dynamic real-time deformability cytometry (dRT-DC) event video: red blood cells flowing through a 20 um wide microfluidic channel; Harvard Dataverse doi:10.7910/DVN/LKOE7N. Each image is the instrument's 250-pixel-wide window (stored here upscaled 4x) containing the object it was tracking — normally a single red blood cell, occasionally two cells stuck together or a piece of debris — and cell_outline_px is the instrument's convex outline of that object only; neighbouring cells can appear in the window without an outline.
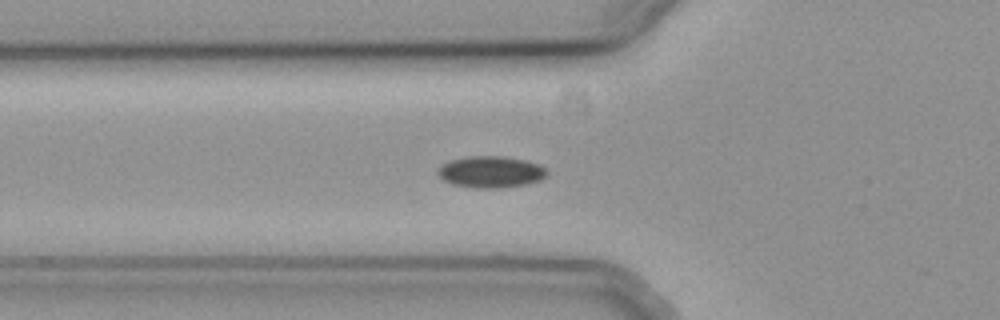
{"species": "common noctule bat (a hibernating species)", "species_latin": "Nyctalus noctula", "temperature_condition": "cold", "stored_images_in_passage": 38, "camera_frame_rate_fps": 3000, "um_per_image_px": 0.085, "animal": {"sex": "female", "body_mass_g": 19.3, "forearm_length_mm": 54.1}, "frame": {"image": 1, "passage_image": 2, "time_ms": 0.333, "image_size_px": [1000, 320], "cell_outline_px": [[548, 176], [540, 180], [528, 184], [500, 188], [476, 188], [452, 184], [444, 180], [436, 172], [440, 164], [448, 160], [468, 156], [504, 156], [524, 160], [540, 164], [548, 172]], "centroid_in_image_um": [41.71, 14.61], "position_along_channel_um": 84.1, "area_um2": 20.35}}
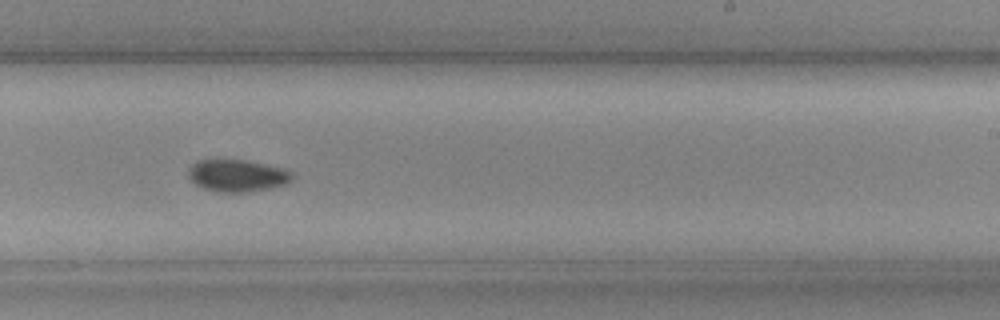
{"frame": {"image": 2, "passage_image": 17, "time_ms": 5.333, "image_size_px": [1000, 320], "cell_outline_px": [[296, 176], [288, 184], [272, 188], [244, 192], [216, 192], [204, 188], [196, 184], [188, 176], [188, 168], [196, 160], [244, 160], [288, 168]], "centroid_in_image_um": [20.24, 14.92], "position_along_channel_um": 268.8, "area_um2": 19.77}}
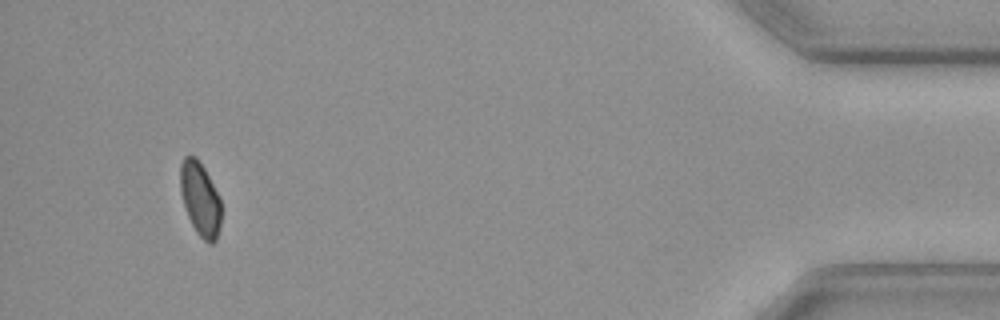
{"frame": {"image": 3, "passage_image": 35, "time_ms": 11.333, "image_size_px": [1000, 320], "cell_outline_px": [[220, 224], [216, 240], [212, 244], [208, 244], [196, 232], [188, 216], [180, 192], [180, 164], [184, 156], [196, 156], [200, 160], [220, 196]], "centroid_in_image_um": [17.01, 16.88], "position_along_channel_um": 418.2, "area_um2": 17.69}}